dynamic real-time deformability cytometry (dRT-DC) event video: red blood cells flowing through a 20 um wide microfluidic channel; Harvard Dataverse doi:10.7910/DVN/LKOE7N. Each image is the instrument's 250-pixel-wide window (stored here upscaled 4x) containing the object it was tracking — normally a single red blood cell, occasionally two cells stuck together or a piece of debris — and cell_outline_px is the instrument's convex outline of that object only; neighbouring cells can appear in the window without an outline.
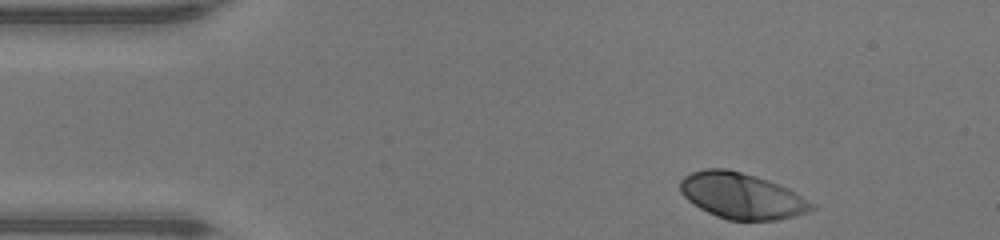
{"species": "human", "species_latin": "Homo sapiens", "temperature_condition": "warm", "stored_images_in_passage": 34, "camera_frame_rate_fps": 3000, "um_per_image_px": 0.085, "donor": {"sex": "male"}, "frame": {"image": 1, "passage_image": 1, "time_ms": 0.0, "image_size_px": [1000, 240], "cell_outline_px": [[816, 208], [808, 212], [796, 216], [776, 220], [728, 220], [716, 216], [700, 208], [688, 200], [680, 192], [680, 180], [684, 176], [692, 172], [704, 168], [728, 168], [756, 176], [768, 180], [788, 188], [816, 204]], "centroid_in_image_um": [63.06, 16.64], "position_along_channel_um": 21.9, "area_um2": 35.37}}
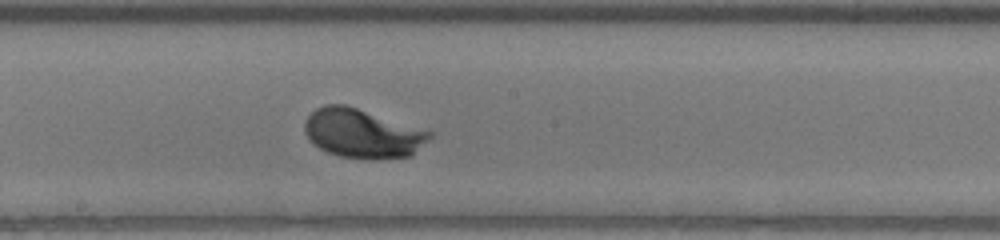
{"frame": {"image": 2, "passage_image": 20, "time_ms": 6.333, "image_size_px": [1000, 240], "cell_outline_px": [[436, 132], [412, 156], [376, 160], [368, 160], [340, 156], [328, 152], [312, 144], [304, 132], [304, 124], [308, 116], [316, 108], [324, 104], [344, 104]], "centroid_in_image_um": [30.83, 11.35], "position_along_channel_um": 217.4, "area_um2": 36.18}}
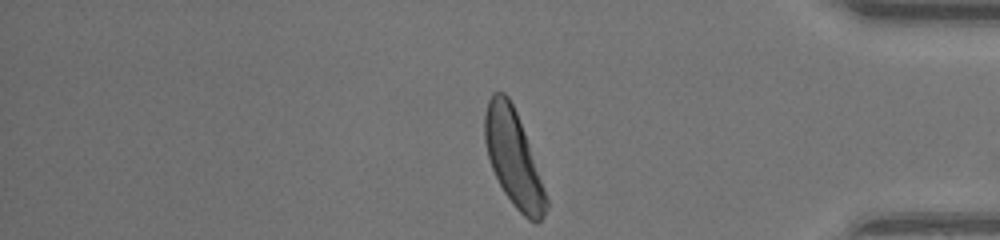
{"frame": {"image": 3, "passage_image": 34, "time_ms": 11.0, "image_size_px": [1000, 240], "cell_outline_px": [[548, 208], [544, 216], [536, 224], [528, 220], [512, 204], [504, 192], [492, 168], [488, 156], [484, 140], [484, 116], [488, 100], [492, 92], [504, 92], [508, 96], [516, 112], [544, 188], [548, 200]], "centroid_in_image_um": [43.62, 13.47], "position_along_channel_um": 391.6, "area_um2": 33.64}, "authors_computed_cell_mechanics": {"area_um2": 34.2176, "velocity_mm_per_s": 4.3488, "shape_relaxation_time_tau1_ms": 1.622, "shape_relaxation_time_tau2_ms": null, "deformation_change_tau1": 0.1674, "deformation_change_tau2": null}}